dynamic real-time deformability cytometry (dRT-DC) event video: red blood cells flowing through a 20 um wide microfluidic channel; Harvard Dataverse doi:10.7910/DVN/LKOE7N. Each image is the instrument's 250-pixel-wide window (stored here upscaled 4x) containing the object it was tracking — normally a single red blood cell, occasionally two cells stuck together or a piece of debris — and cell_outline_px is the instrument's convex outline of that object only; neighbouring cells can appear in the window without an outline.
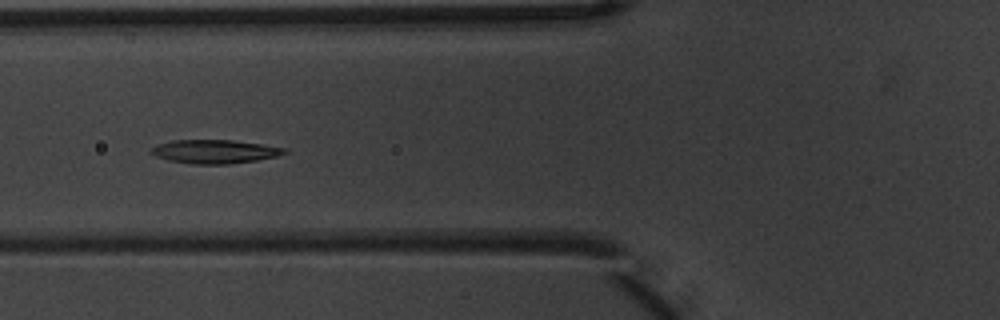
{"species": "common noctule bat (a hibernating species)", "species_latin": "Nyctalus noctula", "temperature_condition": "warm", "stored_images_in_passage": 9, "camera_frame_rate_fps": 3000, "um_per_image_px": 0.085, "animal": {"sex": "male", "body_mass_g": 20.1, "forearm_length_mm": 53.5}, "frame": {"image": 1, "passage_image": 6, "time_ms": 1.667, "image_size_px": [1000, 320], "cell_outline_px": [[288, 152], [276, 156], [256, 160], [228, 164], [192, 164], [168, 160], [156, 156], [152, 152], [152, 148], [160, 144], [172, 140], [232, 140], [264, 144], [288, 148]], "centroid_in_image_um": [18.31, 12.88], "position_along_channel_um": 107.5, "area_um2": 18.26}}
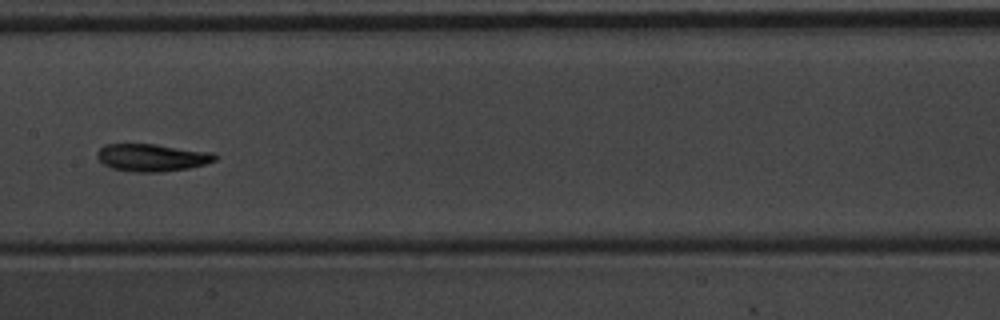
{"frame": {"image": 2, "passage_image": 8, "time_ms": 2.333, "image_size_px": [1000, 320], "cell_outline_px": [[216, 160], [204, 164], [188, 168], [164, 172], [132, 172], [112, 168], [104, 164], [96, 156], [96, 152], [104, 144], [156, 144], [212, 152], [216, 156]], "centroid_in_image_um": [12.9, 13.39], "position_along_channel_um": 194.5, "area_um2": 18.9}}
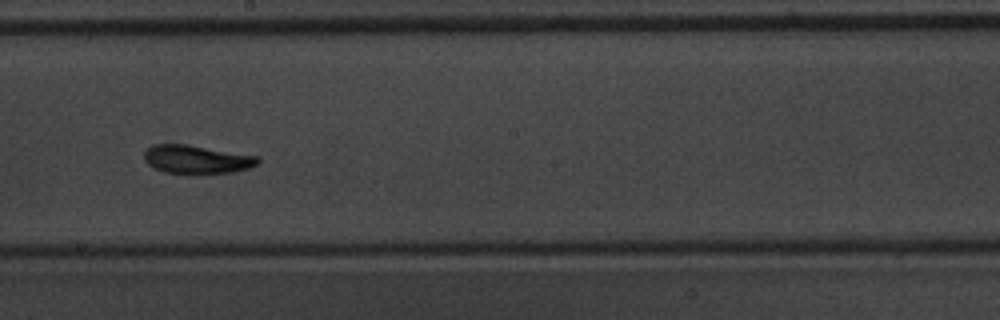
{"frame": {"image": 3, "passage_image": 9, "time_ms": 2.667, "image_size_px": [1000, 320], "cell_outline_px": [[260, 160], [256, 164], [248, 168], [232, 172], [196, 176], [188, 176], [164, 172], [148, 164], [144, 160], [144, 152], [152, 144], [188, 144], [260, 156]], "centroid_in_image_um": [16.72, 13.58], "position_along_channel_um": 231.5, "area_um2": 19.59}}